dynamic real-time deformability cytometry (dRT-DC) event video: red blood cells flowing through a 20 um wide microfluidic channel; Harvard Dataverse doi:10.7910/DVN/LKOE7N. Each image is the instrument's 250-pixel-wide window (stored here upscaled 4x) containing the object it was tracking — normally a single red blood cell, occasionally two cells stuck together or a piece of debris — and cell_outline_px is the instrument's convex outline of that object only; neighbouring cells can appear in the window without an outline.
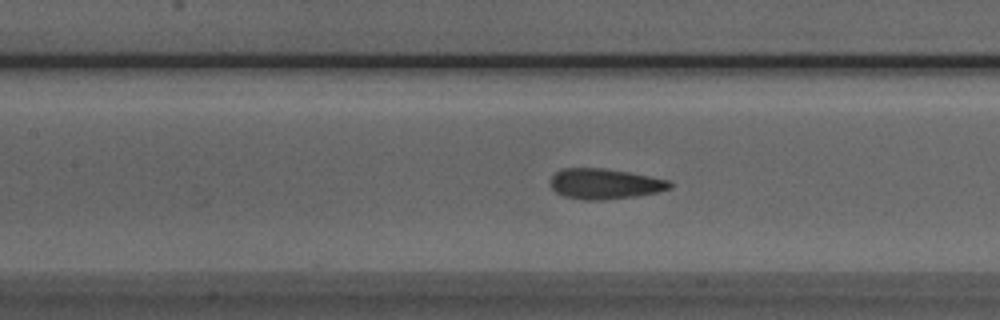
{"species": "Egyptian fruit bat (a non-hibernating species)", "species_latin": "Rousettus aegyptiacus", "temperature_condition": "room temperature", "stored_images_in_passage": 52, "camera_frame_rate_fps": 3000, "um_per_image_px": 0.085, "animal": {"sex": "male"}, "frame": {"image": 1, "passage_image": 23, "time_ms": 7.333, "image_size_px": [1000, 320], "cell_outline_px": [[672, 188], [656, 192], [636, 196], [600, 200], [584, 200], [564, 196], [556, 192], [552, 188], [552, 176], [560, 168], [604, 168], [628, 172], [668, 180], [672, 184]], "centroid_in_image_um": [51.39, 15.62], "position_along_channel_um": 156.0, "area_um2": 20.98}}
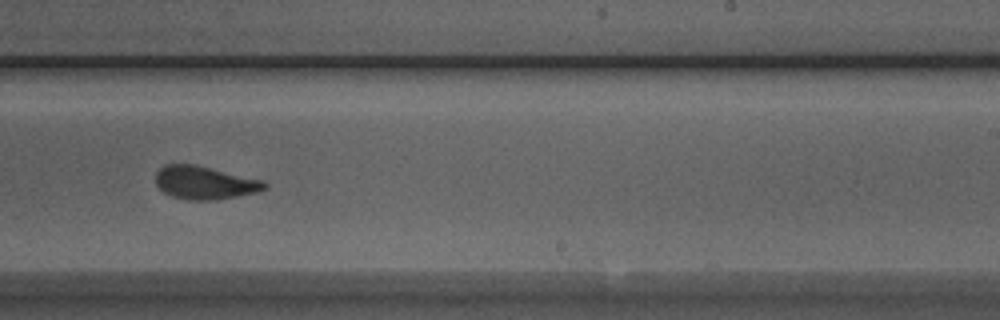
{"frame": {"image": 2, "passage_image": 32, "time_ms": 10.333, "image_size_px": [1000, 320], "cell_outline_px": [[268, 188], [256, 192], [216, 200], [188, 200], [172, 196], [164, 192], [156, 184], [156, 172], [164, 164], [192, 164], [264, 180], [268, 184]], "centroid_in_image_um": [17.4, 15.53], "position_along_channel_um": 271.6, "area_um2": 20.92}}
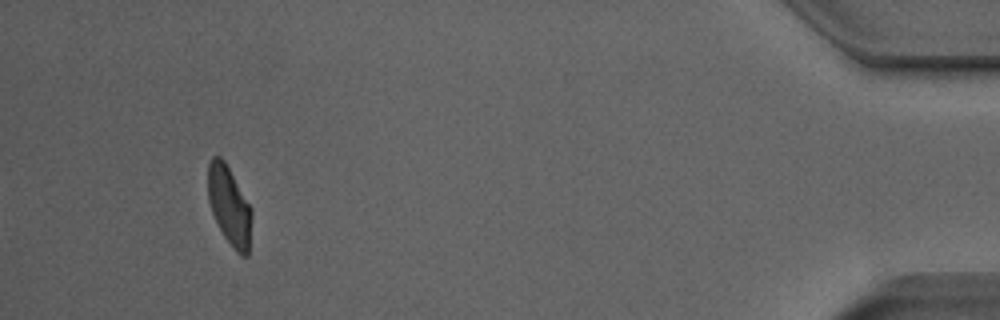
{"frame": {"image": 3, "passage_image": 49, "time_ms": 16.0, "image_size_px": [1000, 320], "cell_outline_px": [[252, 216], [248, 256], [240, 256], [236, 252], [224, 236], [212, 212], [208, 200], [208, 164], [212, 156], [220, 156], [224, 160], [252, 208]], "centroid_in_image_um": [19.5, 17.49], "position_along_channel_um": 415.7, "area_um2": 20.06}, "authors_computed_cell_mechanics": {"area_um2": 21.6172, "velocity_mm_per_s": 3.87, "shape_relaxation_time_tau1_ms": 3.3195, "shape_relaxation_time_tau2_ms": 0.9215, "deformation_change_tau1": 0.1127, "deformation_change_tau2": 0.0632}}